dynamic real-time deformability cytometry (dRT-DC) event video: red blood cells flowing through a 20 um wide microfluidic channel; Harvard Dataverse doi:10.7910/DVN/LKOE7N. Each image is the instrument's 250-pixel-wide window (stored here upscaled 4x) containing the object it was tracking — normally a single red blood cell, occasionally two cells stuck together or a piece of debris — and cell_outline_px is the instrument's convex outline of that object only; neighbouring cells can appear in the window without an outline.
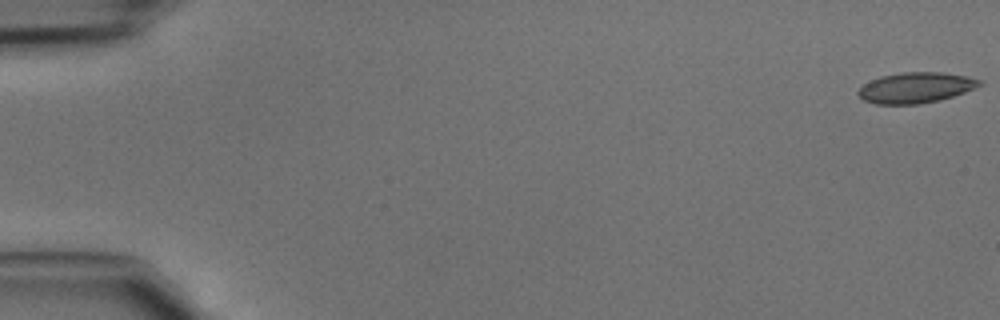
{"species": "common noctule bat (a hibernating species)", "species_latin": "Nyctalus noctula", "temperature_condition": "cold", "stored_images_in_passage": 9, "camera_frame_rate_fps": 3000, "um_per_image_px": 0.085, "animal": {"sex": "male", "body_mass_g": 15.6}, "frame": {"image": 1, "passage_image": 1, "time_ms": 0.0, "image_size_px": [1000, 320], "cell_outline_px": [[984, 84], [964, 92], [952, 96], [920, 104], [876, 104], [864, 100], [856, 92], [864, 84], [880, 76], [900, 72], [944, 72], [968, 76], [984, 80]], "centroid_in_image_um": [77.87, 7.43], "position_along_channel_um": 7.1, "area_um2": 21.68}}